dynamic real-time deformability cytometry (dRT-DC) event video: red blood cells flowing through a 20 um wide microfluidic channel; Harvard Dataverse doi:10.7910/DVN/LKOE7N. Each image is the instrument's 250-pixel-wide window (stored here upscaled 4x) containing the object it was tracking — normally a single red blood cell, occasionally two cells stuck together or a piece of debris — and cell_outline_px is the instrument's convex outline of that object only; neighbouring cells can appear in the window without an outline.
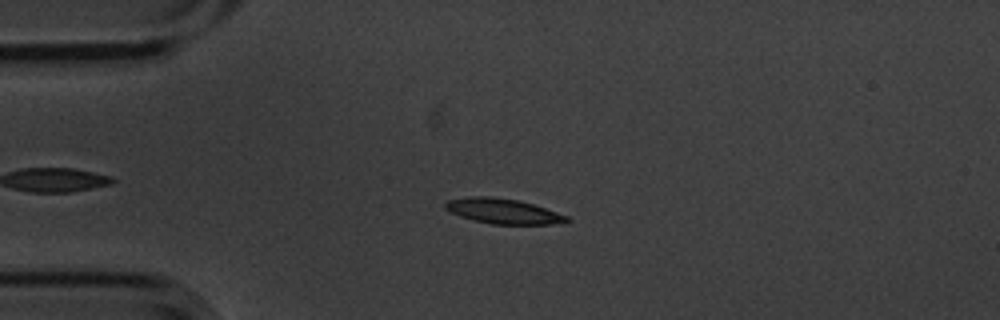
{"species": "common noctule bat (a hibernating species)", "species_latin": "Nyctalus noctula", "temperature_condition": "cold", "stored_images_in_passage": 5, "camera_frame_rate_fps": 3000, "um_per_image_px": 0.085, "animal": {"sex": "male", "body_mass_g": 20.1, "forearm_length_mm": 53.5}, "frame": {"image": 1, "passage_image": 3, "time_ms": 0.667, "image_size_px": [1000, 320], "cell_outline_px": [[572, 220], [552, 224], [492, 224], [472, 220], [460, 216], [444, 208], [444, 204], [448, 200], [468, 196], [492, 196], [516, 200], [532, 204], [568, 216]], "centroid_in_image_um": [42.73, 17.94], "position_along_channel_um": 42.3, "area_um2": 17.63}}
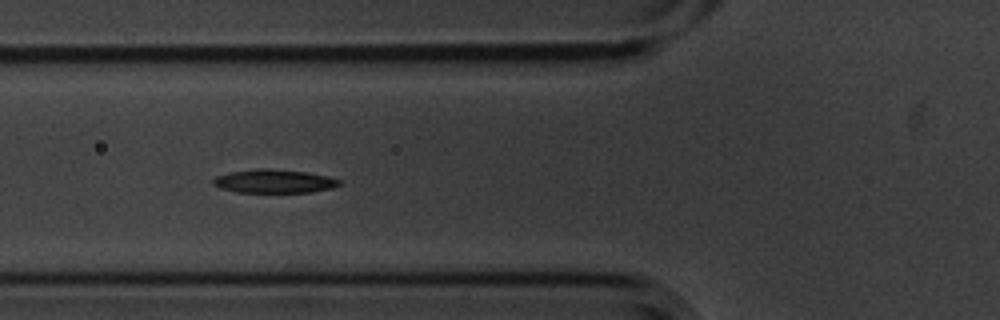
{"frame": {"image": 2, "passage_image": 5, "time_ms": 1.333, "image_size_px": [1000, 320], "cell_outline_px": [[340, 184], [332, 188], [312, 192], [236, 192], [220, 188], [212, 184], [212, 180], [216, 176], [228, 172], [256, 168], [268, 168], [304, 172], [328, 176], [340, 180]], "centroid_in_image_um": [23.25, 15.4], "position_along_channel_um": 102.5, "area_um2": 17.34}}